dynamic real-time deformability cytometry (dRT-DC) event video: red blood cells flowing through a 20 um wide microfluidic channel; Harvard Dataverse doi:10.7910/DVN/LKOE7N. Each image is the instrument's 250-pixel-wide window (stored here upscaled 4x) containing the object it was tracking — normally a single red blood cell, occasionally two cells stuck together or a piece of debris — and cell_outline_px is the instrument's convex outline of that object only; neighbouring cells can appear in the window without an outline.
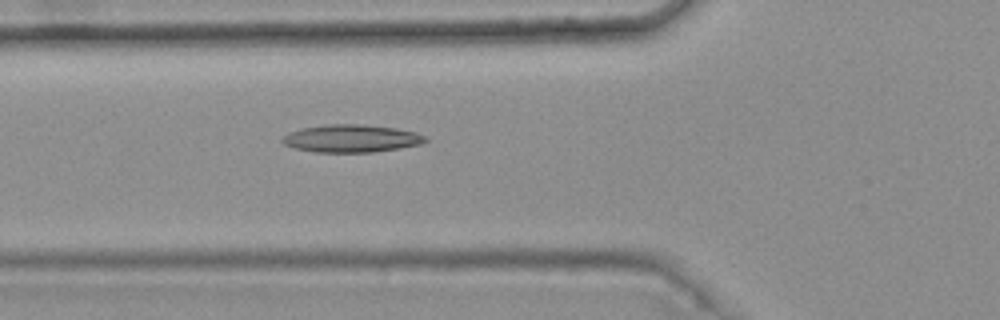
{"species": "common noctule bat (a hibernating species)", "species_latin": "Nyctalus noctula", "temperature_condition": "warm", "stored_images_in_passage": 5, "camera_frame_rate_fps": 3000, "um_per_image_px": 0.085, "animal": {"sex": "female", "body_mass_g": 25.1}, "frame": {"image": 1, "passage_image": 5, "time_ms": 1.333, "image_size_px": [1000, 320], "cell_outline_px": [[428, 140], [420, 144], [400, 148], [372, 152], [316, 152], [296, 148], [284, 144], [280, 140], [288, 132], [300, 128], [328, 124], [360, 124], [396, 128], [416, 132], [428, 136]], "centroid_in_image_um": [29.88, 11.76], "position_along_channel_um": 95.9, "area_um2": 23.12}}